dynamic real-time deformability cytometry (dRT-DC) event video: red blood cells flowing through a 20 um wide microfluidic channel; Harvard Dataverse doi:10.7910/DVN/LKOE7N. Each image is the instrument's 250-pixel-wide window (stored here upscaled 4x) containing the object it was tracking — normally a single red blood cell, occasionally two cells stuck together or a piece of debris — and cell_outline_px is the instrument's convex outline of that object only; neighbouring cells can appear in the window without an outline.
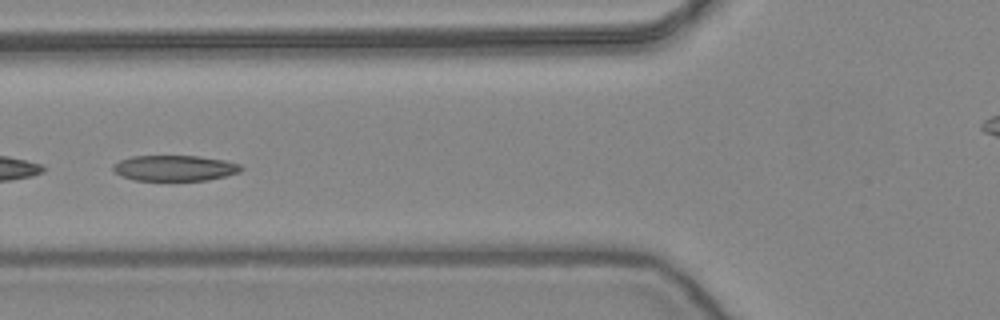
{"species": "common noctule bat (a hibernating species)", "species_latin": "Nyctalus noctula", "temperature_condition": "warm", "stored_images_in_passage": 38, "camera_frame_rate_fps": 3000, "um_per_image_px": 0.085, "animal": {"sex": "female", "body_mass_g": 24.6, "forearm_length_mm": 56.2}, "frame": {"image": 1, "passage_image": 6, "time_ms": 1.667, "image_size_px": [1000, 320], "cell_outline_px": [[244, 168], [240, 172], [208, 180], [132, 180], [120, 176], [112, 172], [112, 164], [120, 160], [132, 156], [200, 156], [224, 160], [240, 164]], "centroid_in_image_um": [14.81, 14.29], "position_along_channel_um": 111.0, "area_um2": 19.31}}
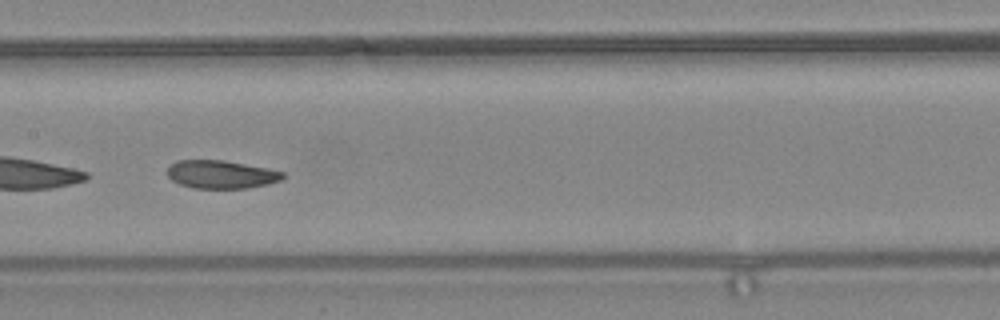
{"frame": {"image": 2, "passage_image": 12, "time_ms": 3.667, "image_size_px": [1000, 320], "cell_outline_px": [[284, 176], [280, 180], [268, 184], [248, 188], [192, 188], [180, 184], [172, 180], [168, 176], [168, 164], [176, 160], [224, 160], [268, 168], [284, 172]], "centroid_in_image_um": [18.77, 14.82], "position_along_channel_um": 188.6, "area_um2": 19.02}}
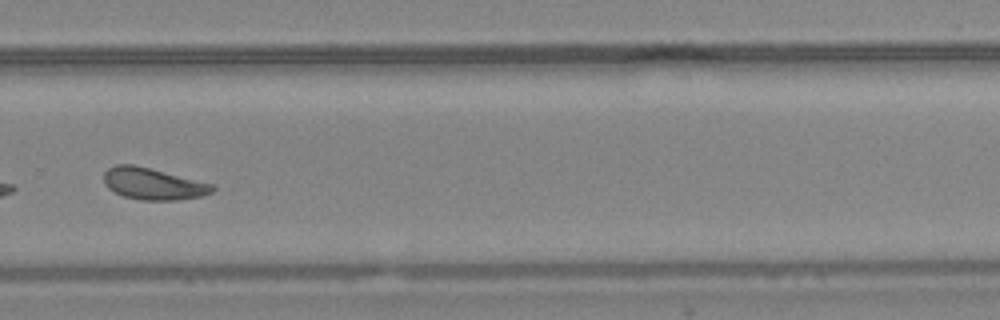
{"frame": {"image": 3, "passage_image": 22, "time_ms": 7.0, "image_size_px": [1000, 320], "cell_outline_px": [[216, 188], [212, 192], [200, 196], [180, 200], [140, 200], [124, 196], [108, 188], [104, 184], [104, 172], [108, 168], [116, 164], [132, 164], [216, 184]], "centroid_in_image_um": [13.04, 15.62], "position_along_channel_um": 316.8, "area_um2": 20.11}, "authors_computed_cell_mechanics": {"area_um2": 19.9699, "velocity_mm_per_s": 3.86, "shape_relaxation_time_tau1_ms": 4.7949, "shape_relaxation_time_tau2_ms": 1.9331, "deformation_change_tau1": 0.1223, "deformation_change_tau2": 0.0822}}